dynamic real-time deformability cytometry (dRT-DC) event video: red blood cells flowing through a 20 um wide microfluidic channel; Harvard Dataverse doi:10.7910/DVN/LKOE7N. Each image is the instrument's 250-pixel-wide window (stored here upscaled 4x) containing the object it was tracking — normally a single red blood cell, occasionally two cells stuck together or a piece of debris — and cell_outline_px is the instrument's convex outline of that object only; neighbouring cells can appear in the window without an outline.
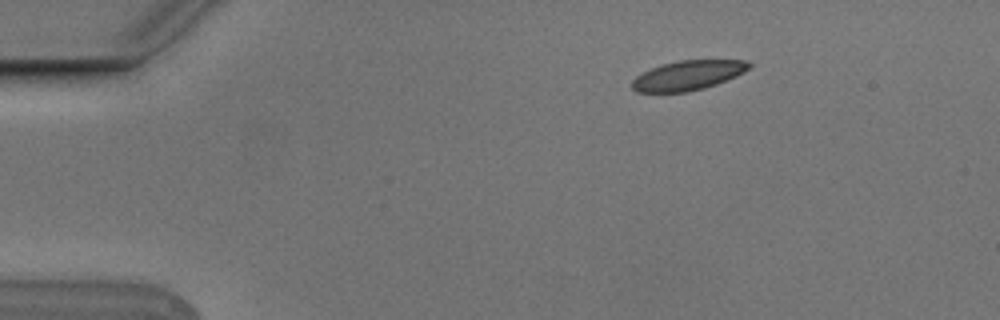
{"species": "Egyptian fruit bat (a non-hibernating species)", "species_latin": "Rousettus aegyptiacus", "temperature_condition": "cold", "stored_images_in_passage": 6, "camera_frame_rate_fps": 3000, "um_per_image_px": 0.085, "animal": {"sex": "male"}, "frame": {"image": 1, "passage_image": 3, "time_ms": 0.667, "image_size_px": [1000, 320], "cell_outline_px": [[752, 64], [744, 72], [736, 76], [716, 84], [704, 88], [688, 92], [636, 92], [632, 88], [632, 80], [636, 76], [660, 64], [680, 60], [744, 60]], "centroid_in_image_um": [58.46, 6.41], "position_along_channel_um": 26.5, "area_um2": 20.11}}
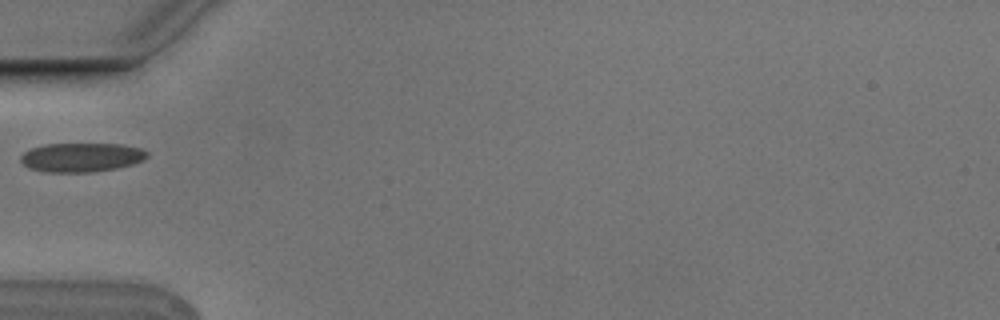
{"frame": {"image": 2, "passage_image": 5, "time_ms": 1.333, "image_size_px": [1000, 320], "cell_outline_px": [[148, 156], [144, 160], [132, 164], [116, 168], [92, 172], [44, 172], [32, 168], [24, 164], [20, 160], [20, 156], [24, 152], [32, 148], [44, 144], [120, 144], [140, 148], [148, 152]], "centroid_in_image_um": [6.93, 13.37], "position_along_channel_um": 78.1, "area_um2": 21.33}}